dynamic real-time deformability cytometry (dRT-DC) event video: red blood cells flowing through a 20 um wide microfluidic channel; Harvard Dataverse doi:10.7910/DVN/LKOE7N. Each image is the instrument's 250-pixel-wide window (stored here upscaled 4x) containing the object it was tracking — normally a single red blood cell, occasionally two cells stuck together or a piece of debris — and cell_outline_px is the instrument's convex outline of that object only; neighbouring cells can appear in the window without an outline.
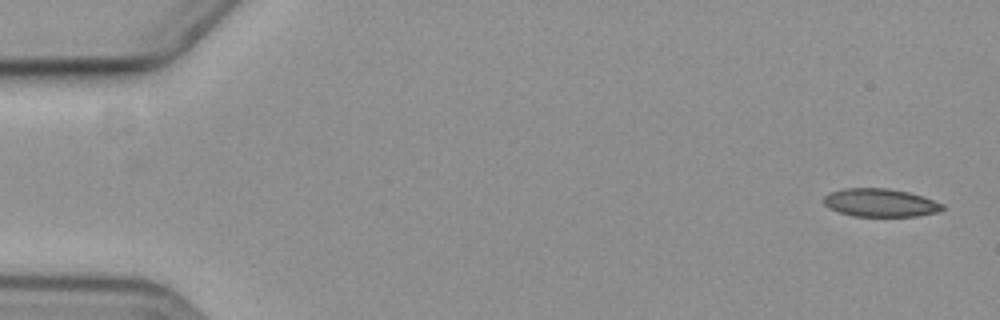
{"species": "common noctule bat (a hibernating species)", "species_latin": "Nyctalus noctula", "temperature_condition": "cold", "stored_images_in_passage": 6, "camera_frame_rate_fps": 3000, "um_per_image_px": 0.085, "animal": {"sex": "female", "body_mass_g": 19.3, "forearm_length_mm": 54.1}, "frame": {"image": 1, "passage_image": 1, "time_ms": 0.0, "image_size_px": [1000, 320], "cell_outline_px": [[944, 208], [936, 212], [916, 216], [852, 216], [840, 212], [824, 204], [824, 196], [828, 192], [844, 188], [888, 188], [908, 192], [944, 204]], "centroid_in_image_um": [74.79, 17.22], "position_along_channel_um": 10.2, "area_um2": 19.25}}